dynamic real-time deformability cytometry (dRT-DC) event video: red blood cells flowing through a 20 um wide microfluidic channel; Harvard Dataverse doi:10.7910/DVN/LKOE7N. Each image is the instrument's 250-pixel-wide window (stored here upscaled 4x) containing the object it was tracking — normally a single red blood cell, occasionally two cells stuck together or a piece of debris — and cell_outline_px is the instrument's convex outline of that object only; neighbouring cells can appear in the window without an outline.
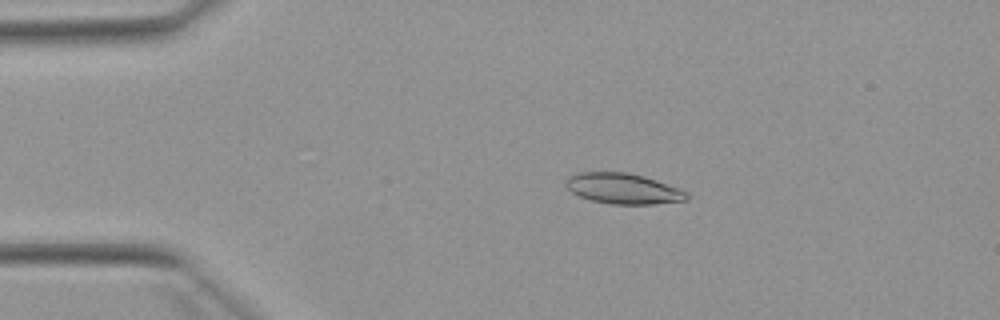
{"species": "Egyptian fruit bat (a non-hibernating species)", "species_latin": "Rousettus aegyptiacus", "temperature_condition": "warm", "stored_images_in_passage": 50, "camera_frame_rate_fps": 3000, "um_per_image_px": 0.085, "animal": {"sex": "female"}, "frame": {"image": 1, "passage_image": 8, "time_ms": 2.333, "image_size_px": [1000, 320], "cell_outline_px": [[692, 196], [688, 200], [652, 204], [612, 204], [592, 200], [580, 196], [572, 192], [564, 184], [564, 180], [568, 176], [580, 172], [628, 172], [644, 176], [680, 188], [688, 192]], "centroid_in_image_um": [53.0, 16.02], "position_along_channel_um": 32.0, "area_um2": 21.73}}
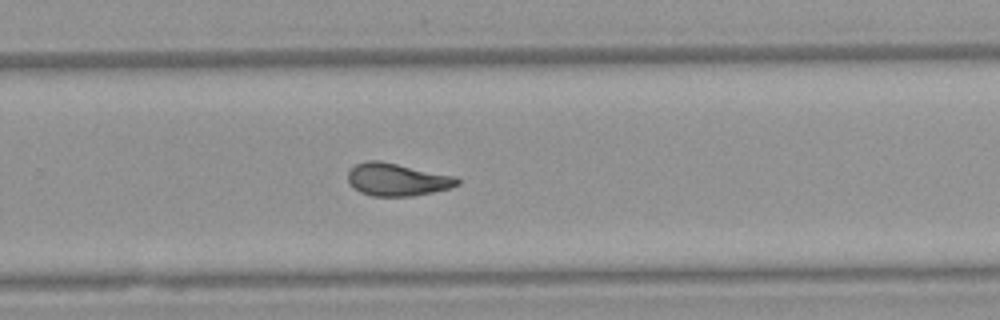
{"frame": {"image": 2, "passage_image": 32, "time_ms": 10.333, "image_size_px": [1000, 320], "cell_outline_px": [[460, 184], [452, 188], [412, 196], [372, 196], [360, 192], [352, 188], [348, 180], [348, 172], [356, 164], [368, 160], [380, 160], [456, 176], [460, 180]], "centroid_in_image_um": [33.77, 15.26], "position_along_channel_um": 296.0, "area_um2": 20.98}}
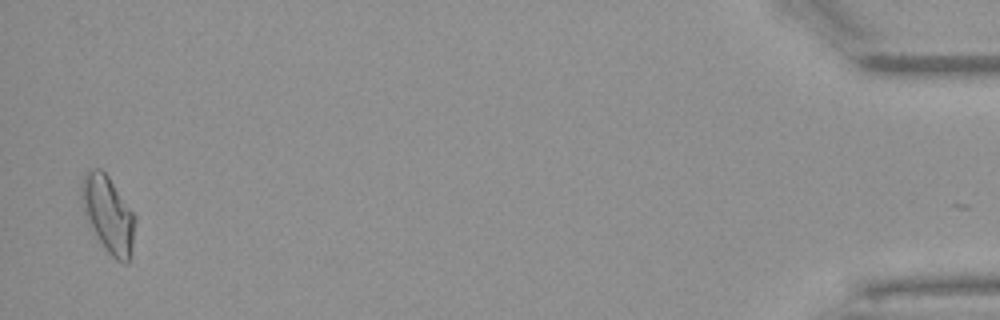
{"frame": {"image": 3, "passage_image": 49, "time_ms": 16.0, "image_size_px": [1000, 320], "cell_outline_px": [[136, 220], [132, 244], [128, 264], [124, 264], [116, 260], [104, 248], [88, 224], [84, 212], [80, 196], [80, 192], [84, 172], [88, 168], [100, 168], [108, 176], [132, 212]], "centroid_in_image_um": [9.16, 18.21], "position_along_channel_um": 426.0, "area_um2": 23.76}, "authors_computed_cell_mechanics": {"area_um2": 21.2415, "velocity_mm_per_s": 3.8938, "shape_relaxation_time_tau1_ms": 9.5269, "shape_relaxation_time_tau2_ms": 3.2043, "deformation_change_tau1": 0.205, "deformation_change_tau2": 0.1034}}